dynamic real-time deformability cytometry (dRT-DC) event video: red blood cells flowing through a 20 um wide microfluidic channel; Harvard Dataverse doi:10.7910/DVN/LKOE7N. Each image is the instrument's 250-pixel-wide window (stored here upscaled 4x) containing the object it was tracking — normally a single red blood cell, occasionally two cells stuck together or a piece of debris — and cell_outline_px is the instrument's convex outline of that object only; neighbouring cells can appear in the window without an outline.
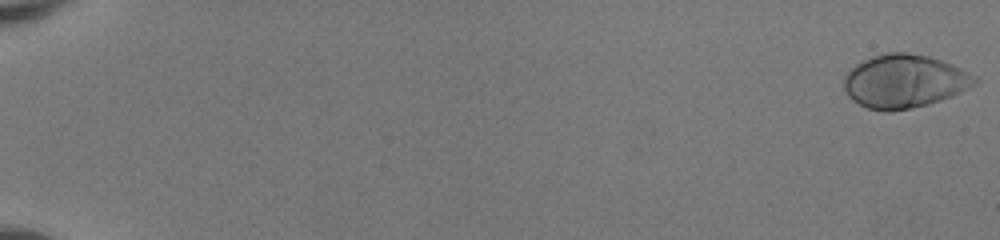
{"species": "human", "species_latin": "Homo sapiens", "temperature_condition": "room temperature", "stored_images_in_passage": 53, "camera_frame_rate_fps": 3000, "um_per_image_px": 0.085, "donor": {"sex": "female"}, "frame": {"image": 1, "passage_image": 1, "time_ms": 0.0, "image_size_px": [1000, 240], "cell_outline_px": [[980, 80], [976, 84], [952, 96], [928, 104], [912, 108], [888, 112], [884, 112], [868, 108], [852, 100], [848, 96], [844, 88], [844, 76], [856, 64], [872, 56], [888, 52], [908, 52], [928, 56], [952, 64], [976, 76]], "centroid_in_image_um": [76.87, 6.91], "position_along_channel_um": 8.1, "area_um2": 40.75}}
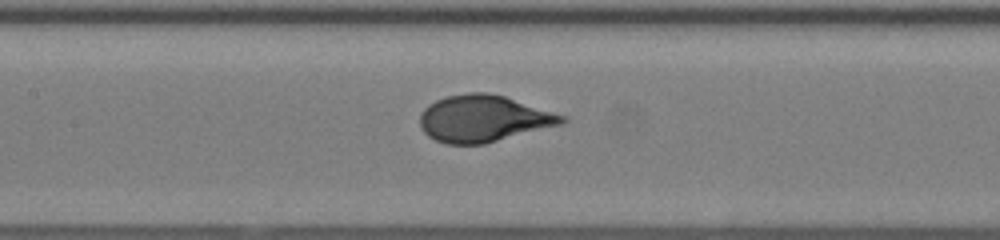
{"frame": {"image": 2, "passage_image": 28, "time_ms": 9.0, "image_size_px": [1000, 240], "cell_outline_px": [[568, 120], [564, 124], [484, 144], [444, 144], [428, 136], [420, 128], [420, 112], [428, 104], [436, 100], [448, 96], [468, 92], [488, 92], [504, 96], [568, 116]], "centroid_in_image_um": [41.11, 10.08], "position_along_channel_um": 166.3, "area_um2": 39.02}}
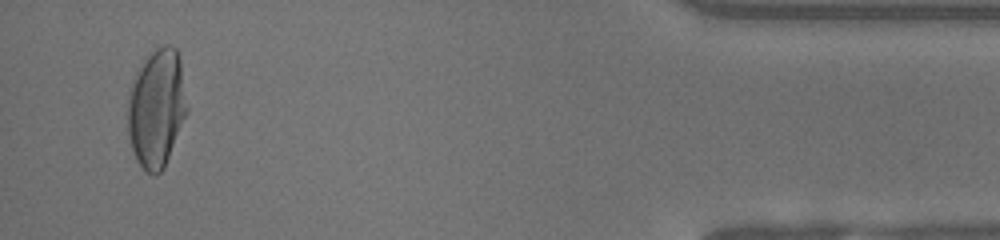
{"frame": {"image": 3, "passage_image": 51, "time_ms": 16.667, "image_size_px": [1000, 240], "cell_outline_px": [[188, 112], [164, 168], [156, 176], [152, 176], [136, 160], [128, 136], [128, 100], [132, 84], [144, 60], [156, 48], [164, 44], [172, 44], [176, 48], [180, 56], [188, 108]], "centroid_in_image_um": [13.34, 9.2], "position_along_channel_um": 421.9, "area_um2": 40.92}, "authors_computed_cell_mechanics": {"area_um2": 38.4948, "velocity_mm_per_s": 4.1002, "shape_relaxation_time_tau1_ms": 4.0071, "shape_relaxation_time_tau2_ms": null, "deformation_change_tau1": 0.2438, "deformation_change_tau2": null}}